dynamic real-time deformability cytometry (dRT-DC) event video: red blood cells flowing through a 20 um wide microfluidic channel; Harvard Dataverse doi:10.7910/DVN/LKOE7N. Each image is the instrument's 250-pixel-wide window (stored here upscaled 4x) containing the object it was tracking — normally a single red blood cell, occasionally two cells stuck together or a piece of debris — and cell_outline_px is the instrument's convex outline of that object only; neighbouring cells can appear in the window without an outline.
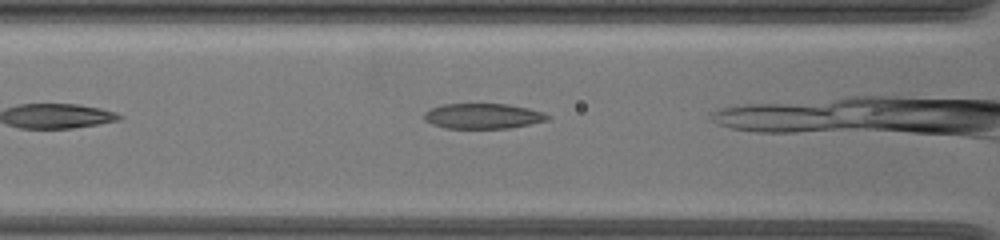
{"species": "common noctule bat (a hibernating species)", "species_latin": "Nyctalus noctula", "temperature_condition": "warm", "stored_images_in_passage": 13, "camera_frame_rate_fps": 3000, "um_per_image_px": 0.085, "animal": {"sex": "female", "body_mass_g": 19.5, "forearm_length_mm": 54.1}, "frame": {"image": 1, "passage_image": 4, "time_ms": 1.333, "image_size_px": [1000, 240], "cell_outline_px": [[552, 116], [548, 120], [508, 128], [444, 128], [432, 124], [424, 120], [424, 112], [432, 108], [444, 104], [508, 104], [528, 108], [544, 112]], "centroid_in_image_um": [41.06, 9.86], "position_along_channel_um": 125.5, "area_um2": 18.15}}